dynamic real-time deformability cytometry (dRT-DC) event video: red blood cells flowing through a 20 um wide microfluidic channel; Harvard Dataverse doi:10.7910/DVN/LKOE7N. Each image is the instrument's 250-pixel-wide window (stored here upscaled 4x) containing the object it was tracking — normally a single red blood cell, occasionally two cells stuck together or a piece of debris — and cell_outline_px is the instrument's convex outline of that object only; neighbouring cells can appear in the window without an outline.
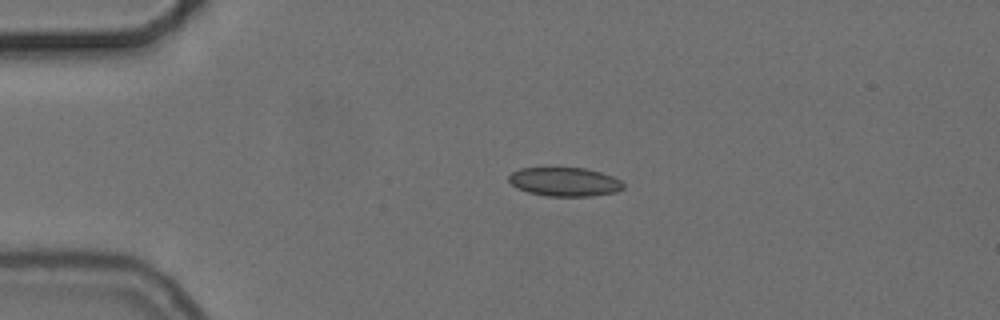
{"species": "common noctule bat (a hibernating species)", "species_latin": "Nyctalus noctula", "temperature_condition": "cold", "stored_images_in_passage": 4, "camera_frame_rate_fps": 3000, "um_per_image_px": 0.085, "animal": {"sex": "female", "body_mass_g": 24.6, "forearm_length_mm": 56.2}, "frame": {"image": 1, "passage_image": 3, "time_ms": 3.0, "image_size_px": [1000, 320], "cell_outline_px": [[624, 188], [616, 192], [592, 196], [548, 196], [528, 192], [516, 188], [508, 180], [508, 176], [512, 172], [520, 168], [584, 168], [600, 172], [612, 176], [620, 180], [624, 184]], "centroid_in_image_um": [47.99, 15.46], "position_along_channel_um": 37.0, "area_um2": 19.25}}